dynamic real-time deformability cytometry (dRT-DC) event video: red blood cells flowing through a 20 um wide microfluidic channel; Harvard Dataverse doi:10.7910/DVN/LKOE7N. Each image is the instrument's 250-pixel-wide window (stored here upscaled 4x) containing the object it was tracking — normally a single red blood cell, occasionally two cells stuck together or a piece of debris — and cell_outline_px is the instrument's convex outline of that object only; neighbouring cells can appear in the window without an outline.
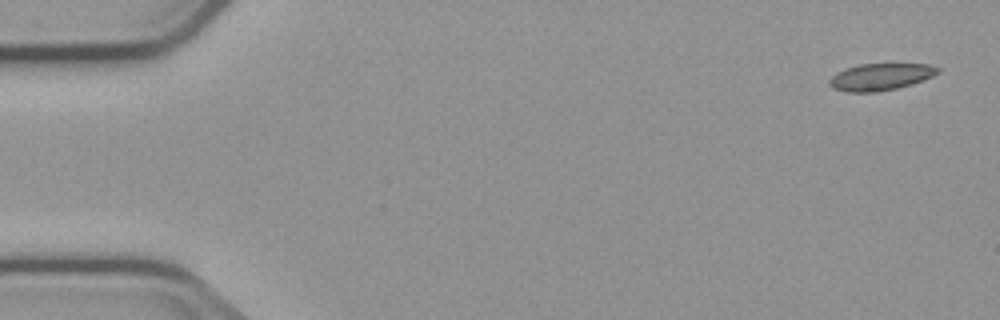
{"species": "common noctule bat (a hibernating species)", "species_latin": "Nyctalus noctula", "temperature_condition": "cold", "stored_images_in_passage": 6, "segment_of_instrument_passage": [1, 2], "camera_frame_rate_fps": 3000, "um_per_image_px": 0.085, "animal": {"sex": "male", "body_mass_g": 23.1, "forearm_length_mm": 52.7}, "frame": {"image": 1, "passage_image": 1, "time_ms": 0.0, "image_size_px": [1000, 320], "cell_outline_px": [[940, 72], [924, 80], [912, 84], [896, 88], [876, 92], [844, 92], [832, 88], [828, 84], [828, 80], [836, 72], [844, 68], [860, 64], [928, 64], [940, 68]], "centroid_in_image_um": [74.81, 6.53], "position_along_channel_um": 10.2, "area_um2": 17.17}}
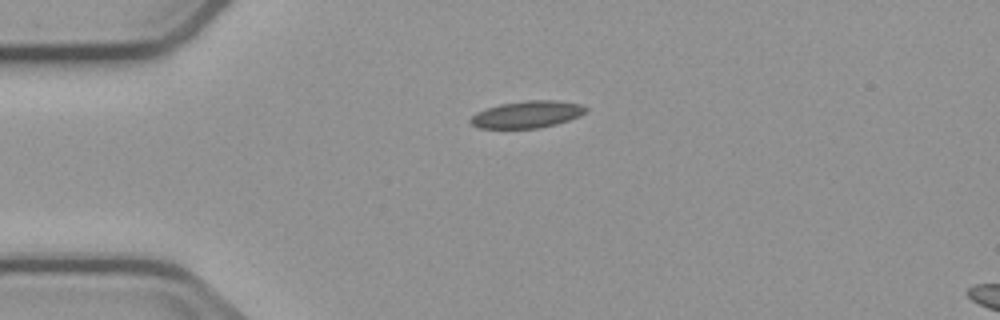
{"frame": {"image": 2, "passage_image": 4, "time_ms": 3.667, "image_size_px": [1000, 320], "cell_outline_px": [[588, 108], [580, 116], [556, 124], [540, 128], [476, 128], [468, 120], [476, 112], [500, 104], [528, 100], [556, 100], [580, 104]], "centroid_in_image_um": [44.79, 9.73], "position_along_channel_um": 40.2, "area_um2": 18.09}}